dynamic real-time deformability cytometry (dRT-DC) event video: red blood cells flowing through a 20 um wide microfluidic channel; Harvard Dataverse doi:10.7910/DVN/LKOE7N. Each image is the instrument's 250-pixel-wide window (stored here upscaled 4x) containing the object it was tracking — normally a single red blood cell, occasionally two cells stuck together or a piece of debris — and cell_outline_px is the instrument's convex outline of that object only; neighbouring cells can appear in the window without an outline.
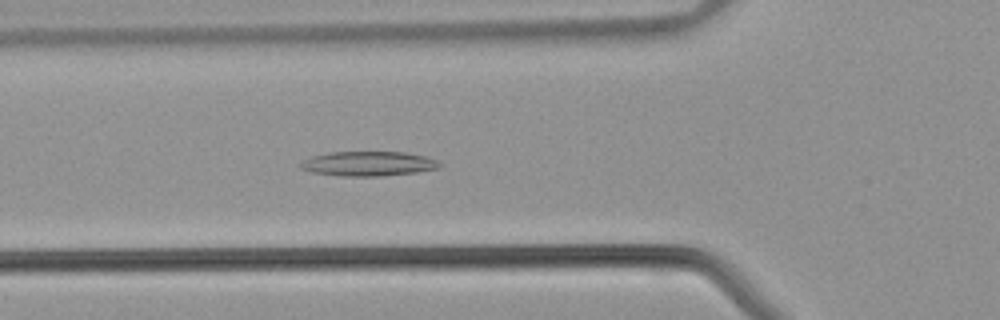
{"species": "common noctule bat (a hibernating species)", "species_latin": "Nyctalus noctula", "temperature_condition": "warm", "stored_images_in_passage": 41, "camera_frame_rate_fps": 3000, "um_per_image_px": 0.085, "animal": {"sex": "male", "body_mass_g": 21.5, "forearm_length_mm": 52.0}, "frame": {"image": 1, "passage_image": 14, "time_ms": 4.333, "image_size_px": [1000, 320], "cell_outline_px": [[444, 164], [440, 168], [416, 172], [380, 176], [340, 176], [312, 172], [300, 168], [300, 164], [304, 160], [312, 156], [328, 152], [404, 152], [428, 156]], "centroid_in_image_um": [31.35, 13.91], "position_along_channel_um": 94.4, "area_um2": 20.06}}
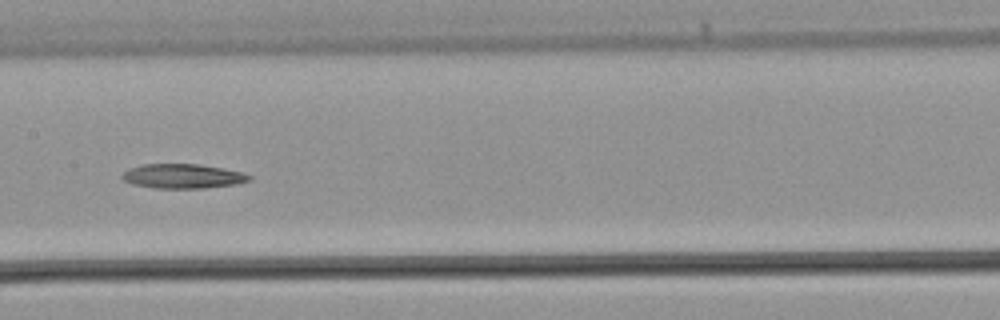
{"frame": {"image": 2, "passage_image": 20, "time_ms": 6.333, "image_size_px": [1000, 320], "cell_outline_px": [[252, 180], [236, 184], [204, 188], [156, 188], [132, 184], [124, 180], [120, 176], [128, 168], [144, 164], [196, 164], [220, 168], [240, 172], [252, 176]], "centroid_in_image_um": [15.51, 14.98], "position_along_channel_um": 191.9, "area_um2": 17.98}}
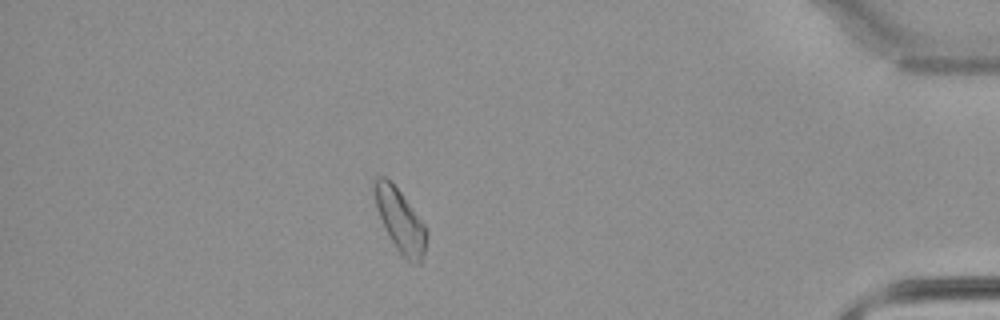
{"frame": {"image": 3, "passage_image": 36, "time_ms": 11.667, "image_size_px": [1000, 320], "cell_outline_px": [[428, 236], [424, 252], [420, 264], [416, 264], [408, 260], [396, 248], [380, 216], [376, 204], [372, 188], [372, 180], [376, 176], [384, 176], [400, 192], [424, 224], [428, 232]], "centroid_in_image_um": [34.02, 18.72], "position_along_channel_um": 401.2, "area_um2": 18.61}}